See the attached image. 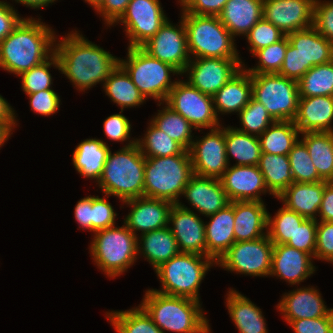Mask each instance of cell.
I'll list each match as a JSON object with an SVG mask.
<instances>
[{
	"instance_id": "cell-37",
	"label": "cell",
	"mask_w": 333,
	"mask_h": 333,
	"mask_svg": "<svg viewBox=\"0 0 333 333\" xmlns=\"http://www.w3.org/2000/svg\"><path fill=\"white\" fill-rule=\"evenodd\" d=\"M300 135L319 176L325 181H333V132H307Z\"/></svg>"
},
{
	"instance_id": "cell-3",
	"label": "cell",
	"mask_w": 333,
	"mask_h": 333,
	"mask_svg": "<svg viewBox=\"0 0 333 333\" xmlns=\"http://www.w3.org/2000/svg\"><path fill=\"white\" fill-rule=\"evenodd\" d=\"M163 333H212L202 303L145 290L139 304Z\"/></svg>"
},
{
	"instance_id": "cell-51",
	"label": "cell",
	"mask_w": 333,
	"mask_h": 333,
	"mask_svg": "<svg viewBox=\"0 0 333 333\" xmlns=\"http://www.w3.org/2000/svg\"><path fill=\"white\" fill-rule=\"evenodd\" d=\"M317 220L306 219L287 245L310 254L315 260Z\"/></svg>"
},
{
	"instance_id": "cell-30",
	"label": "cell",
	"mask_w": 333,
	"mask_h": 333,
	"mask_svg": "<svg viewBox=\"0 0 333 333\" xmlns=\"http://www.w3.org/2000/svg\"><path fill=\"white\" fill-rule=\"evenodd\" d=\"M252 97L251 74L243 67L213 96L214 109L219 114L239 113Z\"/></svg>"
},
{
	"instance_id": "cell-64",
	"label": "cell",
	"mask_w": 333,
	"mask_h": 333,
	"mask_svg": "<svg viewBox=\"0 0 333 333\" xmlns=\"http://www.w3.org/2000/svg\"><path fill=\"white\" fill-rule=\"evenodd\" d=\"M13 132L5 123L0 121V149L5 145Z\"/></svg>"
},
{
	"instance_id": "cell-8",
	"label": "cell",
	"mask_w": 333,
	"mask_h": 333,
	"mask_svg": "<svg viewBox=\"0 0 333 333\" xmlns=\"http://www.w3.org/2000/svg\"><path fill=\"white\" fill-rule=\"evenodd\" d=\"M186 27L188 50L195 58H241L236 39L221 23L219 16L196 15L181 9Z\"/></svg>"
},
{
	"instance_id": "cell-18",
	"label": "cell",
	"mask_w": 333,
	"mask_h": 333,
	"mask_svg": "<svg viewBox=\"0 0 333 333\" xmlns=\"http://www.w3.org/2000/svg\"><path fill=\"white\" fill-rule=\"evenodd\" d=\"M315 0H263V18L284 34L313 26Z\"/></svg>"
},
{
	"instance_id": "cell-43",
	"label": "cell",
	"mask_w": 333,
	"mask_h": 333,
	"mask_svg": "<svg viewBox=\"0 0 333 333\" xmlns=\"http://www.w3.org/2000/svg\"><path fill=\"white\" fill-rule=\"evenodd\" d=\"M306 219L295 211L287 209L284 205L272 217L267 213V236L273 244H287L293 237L296 229Z\"/></svg>"
},
{
	"instance_id": "cell-42",
	"label": "cell",
	"mask_w": 333,
	"mask_h": 333,
	"mask_svg": "<svg viewBox=\"0 0 333 333\" xmlns=\"http://www.w3.org/2000/svg\"><path fill=\"white\" fill-rule=\"evenodd\" d=\"M136 139V143L145 158L174 156L185 150L178 142L159 130L151 121L148 123L144 137Z\"/></svg>"
},
{
	"instance_id": "cell-24",
	"label": "cell",
	"mask_w": 333,
	"mask_h": 333,
	"mask_svg": "<svg viewBox=\"0 0 333 333\" xmlns=\"http://www.w3.org/2000/svg\"><path fill=\"white\" fill-rule=\"evenodd\" d=\"M287 37L299 53L301 78L313 66L333 60V43L325 39L313 26L289 33Z\"/></svg>"
},
{
	"instance_id": "cell-14",
	"label": "cell",
	"mask_w": 333,
	"mask_h": 333,
	"mask_svg": "<svg viewBox=\"0 0 333 333\" xmlns=\"http://www.w3.org/2000/svg\"><path fill=\"white\" fill-rule=\"evenodd\" d=\"M244 64L241 58H195L181 76L185 74L192 87L213 97Z\"/></svg>"
},
{
	"instance_id": "cell-2",
	"label": "cell",
	"mask_w": 333,
	"mask_h": 333,
	"mask_svg": "<svg viewBox=\"0 0 333 333\" xmlns=\"http://www.w3.org/2000/svg\"><path fill=\"white\" fill-rule=\"evenodd\" d=\"M56 32L41 18L26 17L0 42V68L17 77L54 54Z\"/></svg>"
},
{
	"instance_id": "cell-59",
	"label": "cell",
	"mask_w": 333,
	"mask_h": 333,
	"mask_svg": "<svg viewBox=\"0 0 333 333\" xmlns=\"http://www.w3.org/2000/svg\"><path fill=\"white\" fill-rule=\"evenodd\" d=\"M278 74L297 82L301 79L299 53L297 49L289 43V40L285 58Z\"/></svg>"
},
{
	"instance_id": "cell-6",
	"label": "cell",
	"mask_w": 333,
	"mask_h": 333,
	"mask_svg": "<svg viewBox=\"0 0 333 333\" xmlns=\"http://www.w3.org/2000/svg\"><path fill=\"white\" fill-rule=\"evenodd\" d=\"M89 252L94 265L102 273L115 278L123 275L139 258L137 257V237L123 222L120 227L98 230L92 235Z\"/></svg>"
},
{
	"instance_id": "cell-7",
	"label": "cell",
	"mask_w": 333,
	"mask_h": 333,
	"mask_svg": "<svg viewBox=\"0 0 333 333\" xmlns=\"http://www.w3.org/2000/svg\"><path fill=\"white\" fill-rule=\"evenodd\" d=\"M216 261L210 256L180 252L154 271L161 283L159 293L200 302L199 288Z\"/></svg>"
},
{
	"instance_id": "cell-19",
	"label": "cell",
	"mask_w": 333,
	"mask_h": 333,
	"mask_svg": "<svg viewBox=\"0 0 333 333\" xmlns=\"http://www.w3.org/2000/svg\"><path fill=\"white\" fill-rule=\"evenodd\" d=\"M130 208L123 219L126 226L138 237L168 226L169 214L173 203L155 198L138 197L122 202ZM137 234L138 232H140Z\"/></svg>"
},
{
	"instance_id": "cell-11",
	"label": "cell",
	"mask_w": 333,
	"mask_h": 333,
	"mask_svg": "<svg viewBox=\"0 0 333 333\" xmlns=\"http://www.w3.org/2000/svg\"><path fill=\"white\" fill-rule=\"evenodd\" d=\"M273 246L267 235L259 239L234 242L218 259L216 266L237 275L269 277Z\"/></svg>"
},
{
	"instance_id": "cell-41",
	"label": "cell",
	"mask_w": 333,
	"mask_h": 333,
	"mask_svg": "<svg viewBox=\"0 0 333 333\" xmlns=\"http://www.w3.org/2000/svg\"><path fill=\"white\" fill-rule=\"evenodd\" d=\"M297 83L299 97L333 96V60L313 66Z\"/></svg>"
},
{
	"instance_id": "cell-4",
	"label": "cell",
	"mask_w": 333,
	"mask_h": 333,
	"mask_svg": "<svg viewBox=\"0 0 333 333\" xmlns=\"http://www.w3.org/2000/svg\"><path fill=\"white\" fill-rule=\"evenodd\" d=\"M145 157L135 143L108 153L103 173L96 185L103 194L124 202L144 196Z\"/></svg>"
},
{
	"instance_id": "cell-23",
	"label": "cell",
	"mask_w": 333,
	"mask_h": 333,
	"mask_svg": "<svg viewBox=\"0 0 333 333\" xmlns=\"http://www.w3.org/2000/svg\"><path fill=\"white\" fill-rule=\"evenodd\" d=\"M202 216H210L230 204L221 181L213 177L193 175L186 185L182 197Z\"/></svg>"
},
{
	"instance_id": "cell-61",
	"label": "cell",
	"mask_w": 333,
	"mask_h": 333,
	"mask_svg": "<svg viewBox=\"0 0 333 333\" xmlns=\"http://www.w3.org/2000/svg\"><path fill=\"white\" fill-rule=\"evenodd\" d=\"M318 217L317 221L333 222V181H325Z\"/></svg>"
},
{
	"instance_id": "cell-45",
	"label": "cell",
	"mask_w": 333,
	"mask_h": 333,
	"mask_svg": "<svg viewBox=\"0 0 333 333\" xmlns=\"http://www.w3.org/2000/svg\"><path fill=\"white\" fill-rule=\"evenodd\" d=\"M242 128L236 129L247 134L260 136L275 120L270 116L264 105L253 97L237 114Z\"/></svg>"
},
{
	"instance_id": "cell-47",
	"label": "cell",
	"mask_w": 333,
	"mask_h": 333,
	"mask_svg": "<svg viewBox=\"0 0 333 333\" xmlns=\"http://www.w3.org/2000/svg\"><path fill=\"white\" fill-rule=\"evenodd\" d=\"M288 46L287 35L278 42L271 44L265 48L256 51L252 56L257 58V64L252 67H243L249 73L264 74V73H278L285 58L286 49Z\"/></svg>"
},
{
	"instance_id": "cell-54",
	"label": "cell",
	"mask_w": 333,
	"mask_h": 333,
	"mask_svg": "<svg viewBox=\"0 0 333 333\" xmlns=\"http://www.w3.org/2000/svg\"><path fill=\"white\" fill-rule=\"evenodd\" d=\"M316 259L333 264V222L317 221Z\"/></svg>"
},
{
	"instance_id": "cell-38",
	"label": "cell",
	"mask_w": 333,
	"mask_h": 333,
	"mask_svg": "<svg viewBox=\"0 0 333 333\" xmlns=\"http://www.w3.org/2000/svg\"><path fill=\"white\" fill-rule=\"evenodd\" d=\"M294 121H275L260 136L262 153L288 155L300 139Z\"/></svg>"
},
{
	"instance_id": "cell-28",
	"label": "cell",
	"mask_w": 333,
	"mask_h": 333,
	"mask_svg": "<svg viewBox=\"0 0 333 333\" xmlns=\"http://www.w3.org/2000/svg\"><path fill=\"white\" fill-rule=\"evenodd\" d=\"M325 180L315 183H292L277 198L287 209L305 219L317 220L322 202Z\"/></svg>"
},
{
	"instance_id": "cell-62",
	"label": "cell",
	"mask_w": 333,
	"mask_h": 333,
	"mask_svg": "<svg viewBox=\"0 0 333 333\" xmlns=\"http://www.w3.org/2000/svg\"><path fill=\"white\" fill-rule=\"evenodd\" d=\"M16 112L14 108L8 103V101L0 95V121L5 123L12 131L17 126H19L17 123V117Z\"/></svg>"
},
{
	"instance_id": "cell-56",
	"label": "cell",
	"mask_w": 333,
	"mask_h": 333,
	"mask_svg": "<svg viewBox=\"0 0 333 333\" xmlns=\"http://www.w3.org/2000/svg\"><path fill=\"white\" fill-rule=\"evenodd\" d=\"M129 2L130 0H104L95 11L102 17L108 28L121 18Z\"/></svg>"
},
{
	"instance_id": "cell-21",
	"label": "cell",
	"mask_w": 333,
	"mask_h": 333,
	"mask_svg": "<svg viewBox=\"0 0 333 333\" xmlns=\"http://www.w3.org/2000/svg\"><path fill=\"white\" fill-rule=\"evenodd\" d=\"M297 289L285 292L277 304V311H280L282 318L288 324L292 320L304 318H320L328 316L333 308H327L322 294L314 286H302Z\"/></svg>"
},
{
	"instance_id": "cell-1",
	"label": "cell",
	"mask_w": 333,
	"mask_h": 333,
	"mask_svg": "<svg viewBox=\"0 0 333 333\" xmlns=\"http://www.w3.org/2000/svg\"><path fill=\"white\" fill-rule=\"evenodd\" d=\"M74 30L60 37V40L56 36L54 54L59 61V72L79 92L90 90L100 83L103 86L119 65V58Z\"/></svg>"
},
{
	"instance_id": "cell-58",
	"label": "cell",
	"mask_w": 333,
	"mask_h": 333,
	"mask_svg": "<svg viewBox=\"0 0 333 333\" xmlns=\"http://www.w3.org/2000/svg\"><path fill=\"white\" fill-rule=\"evenodd\" d=\"M228 0H188L182 8L186 13L219 16Z\"/></svg>"
},
{
	"instance_id": "cell-26",
	"label": "cell",
	"mask_w": 333,
	"mask_h": 333,
	"mask_svg": "<svg viewBox=\"0 0 333 333\" xmlns=\"http://www.w3.org/2000/svg\"><path fill=\"white\" fill-rule=\"evenodd\" d=\"M235 242L267 235V208L260 201H233Z\"/></svg>"
},
{
	"instance_id": "cell-9",
	"label": "cell",
	"mask_w": 333,
	"mask_h": 333,
	"mask_svg": "<svg viewBox=\"0 0 333 333\" xmlns=\"http://www.w3.org/2000/svg\"><path fill=\"white\" fill-rule=\"evenodd\" d=\"M127 51L125 59L119 57V64L129 74L132 82L145 99L165 102L169 91L177 82L171 76L175 74L180 77L181 73L172 65L150 56L141 47H127Z\"/></svg>"
},
{
	"instance_id": "cell-52",
	"label": "cell",
	"mask_w": 333,
	"mask_h": 333,
	"mask_svg": "<svg viewBox=\"0 0 333 333\" xmlns=\"http://www.w3.org/2000/svg\"><path fill=\"white\" fill-rule=\"evenodd\" d=\"M313 27L325 39L333 43V1L315 0L313 9Z\"/></svg>"
},
{
	"instance_id": "cell-5",
	"label": "cell",
	"mask_w": 333,
	"mask_h": 333,
	"mask_svg": "<svg viewBox=\"0 0 333 333\" xmlns=\"http://www.w3.org/2000/svg\"><path fill=\"white\" fill-rule=\"evenodd\" d=\"M194 175L190 153L145 159L144 197L177 204Z\"/></svg>"
},
{
	"instance_id": "cell-13",
	"label": "cell",
	"mask_w": 333,
	"mask_h": 333,
	"mask_svg": "<svg viewBox=\"0 0 333 333\" xmlns=\"http://www.w3.org/2000/svg\"><path fill=\"white\" fill-rule=\"evenodd\" d=\"M160 0H130L126 11L113 25L121 24L128 38V47H141L167 21Z\"/></svg>"
},
{
	"instance_id": "cell-39",
	"label": "cell",
	"mask_w": 333,
	"mask_h": 333,
	"mask_svg": "<svg viewBox=\"0 0 333 333\" xmlns=\"http://www.w3.org/2000/svg\"><path fill=\"white\" fill-rule=\"evenodd\" d=\"M163 105L162 110H158L151 122L171 139L178 142L185 150L189 151L194 140V127L179 113L173 111L164 102L158 103Z\"/></svg>"
},
{
	"instance_id": "cell-57",
	"label": "cell",
	"mask_w": 333,
	"mask_h": 333,
	"mask_svg": "<svg viewBox=\"0 0 333 333\" xmlns=\"http://www.w3.org/2000/svg\"><path fill=\"white\" fill-rule=\"evenodd\" d=\"M6 1L0 0V42L5 39L25 18Z\"/></svg>"
},
{
	"instance_id": "cell-16",
	"label": "cell",
	"mask_w": 333,
	"mask_h": 333,
	"mask_svg": "<svg viewBox=\"0 0 333 333\" xmlns=\"http://www.w3.org/2000/svg\"><path fill=\"white\" fill-rule=\"evenodd\" d=\"M189 149L193 173L201 177L220 178L229 163L226 155L225 127L209 129L202 138L195 136Z\"/></svg>"
},
{
	"instance_id": "cell-31",
	"label": "cell",
	"mask_w": 333,
	"mask_h": 333,
	"mask_svg": "<svg viewBox=\"0 0 333 333\" xmlns=\"http://www.w3.org/2000/svg\"><path fill=\"white\" fill-rule=\"evenodd\" d=\"M219 18L234 38L245 37L263 18V0H228Z\"/></svg>"
},
{
	"instance_id": "cell-53",
	"label": "cell",
	"mask_w": 333,
	"mask_h": 333,
	"mask_svg": "<svg viewBox=\"0 0 333 333\" xmlns=\"http://www.w3.org/2000/svg\"><path fill=\"white\" fill-rule=\"evenodd\" d=\"M32 111L37 115L50 116L56 114L61 103L60 96L54 89H47L37 93L27 94Z\"/></svg>"
},
{
	"instance_id": "cell-46",
	"label": "cell",
	"mask_w": 333,
	"mask_h": 333,
	"mask_svg": "<svg viewBox=\"0 0 333 333\" xmlns=\"http://www.w3.org/2000/svg\"><path fill=\"white\" fill-rule=\"evenodd\" d=\"M294 182L315 183L324 181L318 174L305 144L299 139L288 153Z\"/></svg>"
},
{
	"instance_id": "cell-27",
	"label": "cell",
	"mask_w": 333,
	"mask_h": 333,
	"mask_svg": "<svg viewBox=\"0 0 333 333\" xmlns=\"http://www.w3.org/2000/svg\"><path fill=\"white\" fill-rule=\"evenodd\" d=\"M207 218L210 221H205L206 256L217 262L235 242L233 202Z\"/></svg>"
},
{
	"instance_id": "cell-65",
	"label": "cell",
	"mask_w": 333,
	"mask_h": 333,
	"mask_svg": "<svg viewBox=\"0 0 333 333\" xmlns=\"http://www.w3.org/2000/svg\"><path fill=\"white\" fill-rule=\"evenodd\" d=\"M104 0H84L85 3H88L93 10H96Z\"/></svg>"
},
{
	"instance_id": "cell-50",
	"label": "cell",
	"mask_w": 333,
	"mask_h": 333,
	"mask_svg": "<svg viewBox=\"0 0 333 333\" xmlns=\"http://www.w3.org/2000/svg\"><path fill=\"white\" fill-rule=\"evenodd\" d=\"M109 197L92 195V233L116 225L117 213L107 200Z\"/></svg>"
},
{
	"instance_id": "cell-44",
	"label": "cell",
	"mask_w": 333,
	"mask_h": 333,
	"mask_svg": "<svg viewBox=\"0 0 333 333\" xmlns=\"http://www.w3.org/2000/svg\"><path fill=\"white\" fill-rule=\"evenodd\" d=\"M52 66L60 71L59 61L55 54L40 65L19 75L22 91L27 95L52 89L53 77L49 71Z\"/></svg>"
},
{
	"instance_id": "cell-35",
	"label": "cell",
	"mask_w": 333,
	"mask_h": 333,
	"mask_svg": "<svg viewBox=\"0 0 333 333\" xmlns=\"http://www.w3.org/2000/svg\"><path fill=\"white\" fill-rule=\"evenodd\" d=\"M103 90L111 102L116 103L121 110L125 108H136L146 103L145 97L141 94L131 77L119 64L105 80Z\"/></svg>"
},
{
	"instance_id": "cell-66",
	"label": "cell",
	"mask_w": 333,
	"mask_h": 333,
	"mask_svg": "<svg viewBox=\"0 0 333 333\" xmlns=\"http://www.w3.org/2000/svg\"><path fill=\"white\" fill-rule=\"evenodd\" d=\"M187 1L188 0H178V2L180 3L179 5H180L181 9L186 5Z\"/></svg>"
},
{
	"instance_id": "cell-34",
	"label": "cell",
	"mask_w": 333,
	"mask_h": 333,
	"mask_svg": "<svg viewBox=\"0 0 333 333\" xmlns=\"http://www.w3.org/2000/svg\"><path fill=\"white\" fill-rule=\"evenodd\" d=\"M226 155L229 165L234 158L236 166H258L261 145L258 136L247 134L234 126L225 127Z\"/></svg>"
},
{
	"instance_id": "cell-12",
	"label": "cell",
	"mask_w": 333,
	"mask_h": 333,
	"mask_svg": "<svg viewBox=\"0 0 333 333\" xmlns=\"http://www.w3.org/2000/svg\"><path fill=\"white\" fill-rule=\"evenodd\" d=\"M164 103L199 132L202 128L213 129L222 125L214 109L213 97L192 87L186 80L177 78Z\"/></svg>"
},
{
	"instance_id": "cell-49",
	"label": "cell",
	"mask_w": 333,
	"mask_h": 333,
	"mask_svg": "<svg viewBox=\"0 0 333 333\" xmlns=\"http://www.w3.org/2000/svg\"><path fill=\"white\" fill-rule=\"evenodd\" d=\"M131 125L130 120L123 115V110H121L119 113L111 114L103 121V132L107 139L111 141H127L123 147H129L137 142L135 137L131 139Z\"/></svg>"
},
{
	"instance_id": "cell-63",
	"label": "cell",
	"mask_w": 333,
	"mask_h": 333,
	"mask_svg": "<svg viewBox=\"0 0 333 333\" xmlns=\"http://www.w3.org/2000/svg\"><path fill=\"white\" fill-rule=\"evenodd\" d=\"M12 1H14L15 3H20L26 7H29L30 9L40 10L41 8H45L58 0H12Z\"/></svg>"
},
{
	"instance_id": "cell-25",
	"label": "cell",
	"mask_w": 333,
	"mask_h": 333,
	"mask_svg": "<svg viewBox=\"0 0 333 333\" xmlns=\"http://www.w3.org/2000/svg\"><path fill=\"white\" fill-rule=\"evenodd\" d=\"M294 123L301 134L333 132V96L299 97Z\"/></svg>"
},
{
	"instance_id": "cell-29",
	"label": "cell",
	"mask_w": 333,
	"mask_h": 333,
	"mask_svg": "<svg viewBox=\"0 0 333 333\" xmlns=\"http://www.w3.org/2000/svg\"><path fill=\"white\" fill-rule=\"evenodd\" d=\"M225 298L229 317L239 333H268L262 310L249 298L233 288Z\"/></svg>"
},
{
	"instance_id": "cell-17",
	"label": "cell",
	"mask_w": 333,
	"mask_h": 333,
	"mask_svg": "<svg viewBox=\"0 0 333 333\" xmlns=\"http://www.w3.org/2000/svg\"><path fill=\"white\" fill-rule=\"evenodd\" d=\"M199 216L181 201L171 208L168 227L182 253L206 256L205 222Z\"/></svg>"
},
{
	"instance_id": "cell-60",
	"label": "cell",
	"mask_w": 333,
	"mask_h": 333,
	"mask_svg": "<svg viewBox=\"0 0 333 333\" xmlns=\"http://www.w3.org/2000/svg\"><path fill=\"white\" fill-rule=\"evenodd\" d=\"M74 218L78 228L92 232V195L80 199L74 208Z\"/></svg>"
},
{
	"instance_id": "cell-20",
	"label": "cell",
	"mask_w": 333,
	"mask_h": 333,
	"mask_svg": "<svg viewBox=\"0 0 333 333\" xmlns=\"http://www.w3.org/2000/svg\"><path fill=\"white\" fill-rule=\"evenodd\" d=\"M219 179L230 202H264L262 195H272L266 187L258 166L229 165Z\"/></svg>"
},
{
	"instance_id": "cell-40",
	"label": "cell",
	"mask_w": 333,
	"mask_h": 333,
	"mask_svg": "<svg viewBox=\"0 0 333 333\" xmlns=\"http://www.w3.org/2000/svg\"><path fill=\"white\" fill-rule=\"evenodd\" d=\"M105 313L116 333H163L140 305Z\"/></svg>"
},
{
	"instance_id": "cell-36",
	"label": "cell",
	"mask_w": 333,
	"mask_h": 333,
	"mask_svg": "<svg viewBox=\"0 0 333 333\" xmlns=\"http://www.w3.org/2000/svg\"><path fill=\"white\" fill-rule=\"evenodd\" d=\"M258 168L268 191L274 198L294 183L288 155L261 153Z\"/></svg>"
},
{
	"instance_id": "cell-48",
	"label": "cell",
	"mask_w": 333,
	"mask_h": 333,
	"mask_svg": "<svg viewBox=\"0 0 333 333\" xmlns=\"http://www.w3.org/2000/svg\"><path fill=\"white\" fill-rule=\"evenodd\" d=\"M286 36L280 29L262 18L245 36L249 44V51L253 55L256 51L278 42Z\"/></svg>"
},
{
	"instance_id": "cell-15",
	"label": "cell",
	"mask_w": 333,
	"mask_h": 333,
	"mask_svg": "<svg viewBox=\"0 0 333 333\" xmlns=\"http://www.w3.org/2000/svg\"><path fill=\"white\" fill-rule=\"evenodd\" d=\"M178 24L174 25L168 18L159 31L141 48L150 56L172 65L182 75L191 58L182 17Z\"/></svg>"
},
{
	"instance_id": "cell-33",
	"label": "cell",
	"mask_w": 333,
	"mask_h": 333,
	"mask_svg": "<svg viewBox=\"0 0 333 333\" xmlns=\"http://www.w3.org/2000/svg\"><path fill=\"white\" fill-rule=\"evenodd\" d=\"M179 253L177 241L168 226L137 237V255L144 257L153 270Z\"/></svg>"
},
{
	"instance_id": "cell-22",
	"label": "cell",
	"mask_w": 333,
	"mask_h": 333,
	"mask_svg": "<svg viewBox=\"0 0 333 333\" xmlns=\"http://www.w3.org/2000/svg\"><path fill=\"white\" fill-rule=\"evenodd\" d=\"M312 259L310 254L287 244H274L269 277L276 276L291 286H298L315 273Z\"/></svg>"
},
{
	"instance_id": "cell-55",
	"label": "cell",
	"mask_w": 333,
	"mask_h": 333,
	"mask_svg": "<svg viewBox=\"0 0 333 333\" xmlns=\"http://www.w3.org/2000/svg\"><path fill=\"white\" fill-rule=\"evenodd\" d=\"M288 325L294 333H333V311L320 318L292 320Z\"/></svg>"
},
{
	"instance_id": "cell-10",
	"label": "cell",
	"mask_w": 333,
	"mask_h": 333,
	"mask_svg": "<svg viewBox=\"0 0 333 333\" xmlns=\"http://www.w3.org/2000/svg\"><path fill=\"white\" fill-rule=\"evenodd\" d=\"M252 97L275 121H294L298 112V83L278 73H250Z\"/></svg>"
},
{
	"instance_id": "cell-32",
	"label": "cell",
	"mask_w": 333,
	"mask_h": 333,
	"mask_svg": "<svg viewBox=\"0 0 333 333\" xmlns=\"http://www.w3.org/2000/svg\"><path fill=\"white\" fill-rule=\"evenodd\" d=\"M109 151L110 146L101 138L84 139L73 151V167L82 177L98 183Z\"/></svg>"
}]
</instances>
